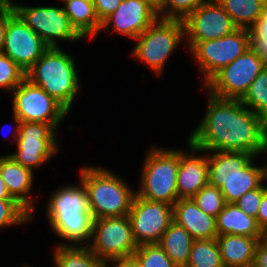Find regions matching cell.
<instances>
[{
	"mask_svg": "<svg viewBox=\"0 0 267 267\" xmlns=\"http://www.w3.org/2000/svg\"><path fill=\"white\" fill-rule=\"evenodd\" d=\"M208 95L205 116L188 141L200 151L260 155L267 147L264 120L246 108L240 99Z\"/></svg>",
	"mask_w": 267,
	"mask_h": 267,
	"instance_id": "obj_1",
	"label": "cell"
},
{
	"mask_svg": "<svg viewBox=\"0 0 267 267\" xmlns=\"http://www.w3.org/2000/svg\"><path fill=\"white\" fill-rule=\"evenodd\" d=\"M46 208L47 220L56 235L71 242V246L82 242L89 244L94 218L89 210L87 190L81 181L78 186L60 187L50 196Z\"/></svg>",
	"mask_w": 267,
	"mask_h": 267,
	"instance_id": "obj_2",
	"label": "cell"
},
{
	"mask_svg": "<svg viewBox=\"0 0 267 267\" xmlns=\"http://www.w3.org/2000/svg\"><path fill=\"white\" fill-rule=\"evenodd\" d=\"M248 152L214 151L208 156L209 183L218 187L226 203H235L246 192L260 188L262 169Z\"/></svg>",
	"mask_w": 267,
	"mask_h": 267,
	"instance_id": "obj_3",
	"label": "cell"
},
{
	"mask_svg": "<svg viewBox=\"0 0 267 267\" xmlns=\"http://www.w3.org/2000/svg\"><path fill=\"white\" fill-rule=\"evenodd\" d=\"M26 78L70 112L80 81L74 58L58 47H48L26 72Z\"/></svg>",
	"mask_w": 267,
	"mask_h": 267,
	"instance_id": "obj_4",
	"label": "cell"
},
{
	"mask_svg": "<svg viewBox=\"0 0 267 267\" xmlns=\"http://www.w3.org/2000/svg\"><path fill=\"white\" fill-rule=\"evenodd\" d=\"M80 174L94 219L129 214L136 191L133 192L123 179L108 169L94 166L81 168Z\"/></svg>",
	"mask_w": 267,
	"mask_h": 267,
	"instance_id": "obj_5",
	"label": "cell"
},
{
	"mask_svg": "<svg viewBox=\"0 0 267 267\" xmlns=\"http://www.w3.org/2000/svg\"><path fill=\"white\" fill-rule=\"evenodd\" d=\"M143 165L141 186L136 194L143 199L174 205L179 199L176 181L179 150L151 147Z\"/></svg>",
	"mask_w": 267,
	"mask_h": 267,
	"instance_id": "obj_6",
	"label": "cell"
},
{
	"mask_svg": "<svg viewBox=\"0 0 267 267\" xmlns=\"http://www.w3.org/2000/svg\"><path fill=\"white\" fill-rule=\"evenodd\" d=\"M185 35L183 20L158 18L135 40L133 55L160 75L165 62Z\"/></svg>",
	"mask_w": 267,
	"mask_h": 267,
	"instance_id": "obj_7",
	"label": "cell"
},
{
	"mask_svg": "<svg viewBox=\"0 0 267 267\" xmlns=\"http://www.w3.org/2000/svg\"><path fill=\"white\" fill-rule=\"evenodd\" d=\"M187 43L197 65L205 75V85L223 67L251 48V32L249 29L237 28L222 38Z\"/></svg>",
	"mask_w": 267,
	"mask_h": 267,
	"instance_id": "obj_8",
	"label": "cell"
},
{
	"mask_svg": "<svg viewBox=\"0 0 267 267\" xmlns=\"http://www.w3.org/2000/svg\"><path fill=\"white\" fill-rule=\"evenodd\" d=\"M91 238L87 246L107 264L133 256L138 247L128 215L94 219Z\"/></svg>",
	"mask_w": 267,
	"mask_h": 267,
	"instance_id": "obj_9",
	"label": "cell"
},
{
	"mask_svg": "<svg viewBox=\"0 0 267 267\" xmlns=\"http://www.w3.org/2000/svg\"><path fill=\"white\" fill-rule=\"evenodd\" d=\"M13 118L17 124L14 135L17 151L8 155L33 171L58 152L55 128L43 122H21L14 114Z\"/></svg>",
	"mask_w": 267,
	"mask_h": 267,
	"instance_id": "obj_10",
	"label": "cell"
},
{
	"mask_svg": "<svg viewBox=\"0 0 267 267\" xmlns=\"http://www.w3.org/2000/svg\"><path fill=\"white\" fill-rule=\"evenodd\" d=\"M267 64L252 49L223 67L205 85L207 93L223 99H241Z\"/></svg>",
	"mask_w": 267,
	"mask_h": 267,
	"instance_id": "obj_11",
	"label": "cell"
},
{
	"mask_svg": "<svg viewBox=\"0 0 267 267\" xmlns=\"http://www.w3.org/2000/svg\"><path fill=\"white\" fill-rule=\"evenodd\" d=\"M13 114L21 122H43L55 129L69 113L59 102L40 86L25 78L11 92Z\"/></svg>",
	"mask_w": 267,
	"mask_h": 267,
	"instance_id": "obj_12",
	"label": "cell"
},
{
	"mask_svg": "<svg viewBox=\"0 0 267 267\" xmlns=\"http://www.w3.org/2000/svg\"><path fill=\"white\" fill-rule=\"evenodd\" d=\"M14 12L48 47H58V39L71 42L83 39L63 7L19 5Z\"/></svg>",
	"mask_w": 267,
	"mask_h": 267,
	"instance_id": "obj_13",
	"label": "cell"
},
{
	"mask_svg": "<svg viewBox=\"0 0 267 267\" xmlns=\"http://www.w3.org/2000/svg\"><path fill=\"white\" fill-rule=\"evenodd\" d=\"M128 216L138 246L159 243L173 222V205L143 199L136 194Z\"/></svg>",
	"mask_w": 267,
	"mask_h": 267,
	"instance_id": "obj_14",
	"label": "cell"
},
{
	"mask_svg": "<svg viewBox=\"0 0 267 267\" xmlns=\"http://www.w3.org/2000/svg\"><path fill=\"white\" fill-rule=\"evenodd\" d=\"M48 46L13 11L7 9V28L3 53L27 72Z\"/></svg>",
	"mask_w": 267,
	"mask_h": 267,
	"instance_id": "obj_15",
	"label": "cell"
},
{
	"mask_svg": "<svg viewBox=\"0 0 267 267\" xmlns=\"http://www.w3.org/2000/svg\"><path fill=\"white\" fill-rule=\"evenodd\" d=\"M188 42L215 40L231 34L237 27L217 0H207L184 20Z\"/></svg>",
	"mask_w": 267,
	"mask_h": 267,
	"instance_id": "obj_16",
	"label": "cell"
},
{
	"mask_svg": "<svg viewBox=\"0 0 267 267\" xmlns=\"http://www.w3.org/2000/svg\"><path fill=\"white\" fill-rule=\"evenodd\" d=\"M158 18V14L143 0H123L117 10L102 22L101 31L113 28V31L135 40Z\"/></svg>",
	"mask_w": 267,
	"mask_h": 267,
	"instance_id": "obj_17",
	"label": "cell"
},
{
	"mask_svg": "<svg viewBox=\"0 0 267 267\" xmlns=\"http://www.w3.org/2000/svg\"><path fill=\"white\" fill-rule=\"evenodd\" d=\"M187 143L192 152L179 151V167L176 178L179 199L192 198L209 183L208 156H195V152L201 151L189 141Z\"/></svg>",
	"mask_w": 267,
	"mask_h": 267,
	"instance_id": "obj_18",
	"label": "cell"
},
{
	"mask_svg": "<svg viewBox=\"0 0 267 267\" xmlns=\"http://www.w3.org/2000/svg\"><path fill=\"white\" fill-rule=\"evenodd\" d=\"M173 221L184 227L194 239L218 236L216 218L204 213L192 198L178 199L173 205Z\"/></svg>",
	"mask_w": 267,
	"mask_h": 267,
	"instance_id": "obj_19",
	"label": "cell"
},
{
	"mask_svg": "<svg viewBox=\"0 0 267 267\" xmlns=\"http://www.w3.org/2000/svg\"><path fill=\"white\" fill-rule=\"evenodd\" d=\"M0 175L10 196L32 215L34 206L27 194L32 190L33 171L5 155L0 157Z\"/></svg>",
	"mask_w": 267,
	"mask_h": 267,
	"instance_id": "obj_20",
	"label": "cell"
},
{
	"mask_svg": "<svg viewBox=\"0 0 267 267\" xmlns=\"http://www.w3.org/2000/svg\"><path fill=\"white\" fill-rule=\"evenodd\" d=\"M262 238L224 234L216 237L224 267H252L254 252Z\"/></svg>",
	"mask_w": 267,
	"mask_h": 267,
	"instance_id": "obj_21",
	"label": "cell"
},
{
	"mask_svg": "<svg viewBox=\"0 0 267 267\" xmlns=\"http://www.w3.org/2000/svg\"><path fill=\"white\" fill-rule=\"evenodd\" d=\"M218 236L234 234L253 238H262L263 231L256 218L247 215L235 203H226L216 217Z\"/></svg>",
	"mask_w": 267,
	"mask_h": 267,
	"instance_id": "obj_22",
	"label": "cell"
},
{
	"mask_svg": "<svg viewBox=\"0 0 267 267\" xmlns=\"http://www.w3.org/2000/svg\"><path fill=\"white\" fill-rule=\"evenodd\" d=\"M71 25L83 37L95 36L101 31L99 21L92 0H66L63 6Z\"/></svg>",
	"mask_w": 267,
	"mask_h": 267,
	"instance_id": "obj_23",
	"label": "cell"
},
{
	"mask_svg": "<svg viewBox=\"0 0 267 267\" xmlns=\"http://www.w3.org/2000/svg\"><path fill=\"white\" fill-rule=\"evenodd\" d=\"M194 238L174 221L158 243L176 267H186Z\"/></svg>",
	"mask_w": 267,
	"mask_h": 267,
	"instance_id": "obj_24",
	"label": "cell"
},
{
	"mask_svg": "<svg viewBox=\"0 0 267 267\" xmlns=\"http://www.w3.org/2000/svg\"><path fill=\"white\" fill-rule=\"evenodd\" d=\"M53 260L56 267H107V263L98 258L87 245L56 246Z\"/></svg>",
	"mask_w": 267,
	"mask_h": 267,
	"instance_id": "obj_25",
	"label": "cell"
},
{
	"mask_svg": "<svg viewBox=\"0 0 267 267\" xmlns=\"http://www.w3.org/2000/svg\"><path fill=\"white\" fill-rule=\"evenodd\" d=\"M237 28L251 29L260 18L267 0H217Z\"/></svg>",
	"mask_w": 267,
	"mask_h": 267,
	"instance_id": "obj_26",
	"label": "cell"
},
{
	"mask_svg": "<svg viewBox=\"0 0 267 267\" xmlns=\"http://www.w3.org/2000/svg\"><path fill=\"white\" fill-rule=\"evenodd\" d=\"M186 267H224L216 238L194 239Z\"/></svg>",
	"mask_w": 267,
	"mask_h": 267,
	"instance_id": "obj_27",
	"label": "cell"
},
{
	"mask_svg": "<svg viewBox=\"0 0 267 267\" xmlns=\"http://www.w3.org/2000/svg\"><path fill=\"white\" fill-rule=\"evenodd\" d=\"M240 101L261 119L265 120L267 118V65L251 83Z\"/></svg>",
	"mask_w": 267,
	"mask_h": 267,
	"instance_id": "obj_28",
	"label": "cell"
},
{
	"mask_svg": "<svg viewBox=\"0 0 267 267\" xmlns=\"http://www.w3.org/2000/svg\"><path fill=\"white\" fill-rule=\"evenodd\" d=\"M192 199L204 213L215 218L226 204L221 190L210 183L201 188Z\"/></svg>",
	"mask_w": 267,
	"mask_h": 267,
	"instance_id": "obj_29",
	"label": "cell"
},
{
	"mask_svg": "<svg viewBox=\"0 0 267 267\" xmlns=\"http://www.w3.org/2000/svg\"><path fill=\"white\" fill-rule=\"evenodd\" d=\"M133 256L141 267H176L158 243L139 245Z\"/></svg>",
	"mask_w": 267,
	"mask_h": 267,
	"instance_id": "obj_30",
	"label": "cell"
},
{
	"mask_svg": "<svg viewBox=\"0 0 267 267\" xmlns=\"http://www.w3.org/2000/svg\"><path fill=\"white\" fill-rule=\"evenodd\" d=\"M31 215L14 199H0V227H11L32 220Z\"/></svg>",
	"mask_w": 267,
	"mask_h": 267,
	"instance_id": "obj_31",
	"label": "cell"
},
{
	"mask_svg": "<svg viewBox=\"0 0 267 267\" xmlns=\"http://www.w3.org/2000/svg\"><path fill=\"white\" fill-rule=\"evenodd\" d=\"M26 72L3 52L0 53V88L12 92L24 79Z\"/></svg>",
	"mask_w": 267,
	"mask_h": 267,
	"instance_id": "obj_32",
	"label": "cell"
},
{
	"mask_svg": "<svg viewBox=\"0 0 267 267\" xmlns=\"http://www.w3.org/2000/svg\"><path fill=\"white\" fill-rule=\"evenodd\" d=\"M207 0H165L164 9L158 14L161 19L184 20Z\"/></svg>",
	"mask_w": 267,
	"mask_h": 267,
	"instance_id": "obj_33",
	"label": "cell"
},
{
	"mask_svg": "<svg viewBox=\"0 0 267 267\" xmlns=\"http://www.w3.org/2000/svg\"><path fill=\"white\" fill-rule=\"evenodd\" d=\"M251 48L267 64V1L262 14L255 25L250 29Z\"/></svg>",
	"mask_w": 267,
	"mask_h": 267,
	"instance_id": "obj_34",
	"label": "cell"
},
{
	"mask_svg": "<svg viewBox=\"0 0 267 267\" xmlns=\"http://www.w3.org/2000/svg\"><path fill=\"white\" fill-rule=\"evenodd\" d=\"M264 191V187L261 186L258 189L246 192L236 200L235 204L247 215L256 218Z\"/></svg>",
	"mask_w": 267,
	"mask_h": 267,
	"instance_id": "obj_35",
	"label": "cell"
},
{
	"mask_svg": "<svg viewBox=\"0 0 267 267\" xmlns=\"http://www.w3.org/2000/svg\"><path fill=\"white\" fill-rule=\"evenodd\" d=\"M99 21L102 23L114 13L123 0H92Z\"/></svg>",
	"mask_w": 267,
	"mask_h": 267,
	"instance_id": "obj_36",
	"label": "cell"
},
{
	"mask_svg": "<svg viewBox=\"0 0 267 267\" xmlns=\"http://www.w3.org/2000/svg\"><path fill=\"white\" fill-rule=\"evenodd\" d=\"M252 267H267V244L263 240L255 248Z\"/></svg>",
	"mask_w": 267,
	"mask_h": 267,
	"instance_id": "obj_37",
	"label": "cell"
},
{
	"mask_svg": "<svg viewBox=\"0 0 267 267\" xmlns=\"http://www.w3.org/2000/svg\"><path fill=\"white\" fill-rule=\"evenodd\" d=\"M256 222L262 231L267 230V191L265 190L262 195V200L258 208Z\"/></svg>",
	"mask_w": 267,
	"mask_h": 267,
	"instance_id": "obj_38",
	"label": "cell"
},
{
	"mask_svg": "<svg viewBox=\"0 0 267 267\" xmlns=\"http://www.w3.org/2000/svg\"><path fill=\"white\" fill-rule=\"evenodd\" d=\"M7 28V9L0 8V53L3 51L5 44Z\"/></svg>",
	"mask_w": 267,
	"mask_h": 267,
	"instance_id": "obj_39",
	"label": "cell"
},
{
	"mask_svg": "<svg viewBox=\"0 0 267 267\" xmlns=\"http://www.w3.org/2000/svg\"><path fill=\"white\" fill-rule=\"evenodd\" d=\"M112 263L113 267H141L134 256L117 259L112 261ZM107 267H110L109 264H107Z\"/></svg>",
	"mask_w": 267,
	"mask_h": 267,
	"instance_id": "obj_40",
	"label": "cell"
},
{
	"mask_svg": "<svg viewBox=\"0 0 267 267\" xmlns=\"http://www.w3.org/2000/svg\"><path fill=\"white\" fill-rule=\"evenodd\" d=\"M143 1L146 2L156 14H159L164 9L165 0H143Z\"/></svg>",
	"mask_w": 267,
	"mask_h": 267,
	"instance_id": "obj_41",
	"label": "cell"
},
{
	"mask_svg": "<svg viewBox=\"0 0 267 267\" xmlns=\"http://www.w3.org/2000/svg\"><path fill=\"white\" fill-rule=\"evenodd\" d=\"M0 199H13L10 196V193L8 192L6 184L4 183L1 175H0Z\"/></svg>",
	"mask_w": 267,
	"mask_h": 267,
	"instance_id": "obj_42",
	"label": "cell"
},
{
	"mask_svg": "<svg viewBox=\"0 0 267 267\" xmlns=\"http://www.w3.org/2000/svg\"><path fill=\"white\" fill-rule=\"evenodd\" d=\"M19 4H15L12 0H0V8L15 10Z\"/></svg>",
	"mask_w": 267,
	"mask_h": 267,
	"instance_id": "obj_43",
	"label": "cell"
},
{
	"mask_svg": "<svg viewBox=\"0 0 267 267\" xmlns=\"http://www.w3.org/2000/svg\"><path fill=\"white\" fill-rule=\"evenodd\" d=\"M263 153H267V147L263 150L262 154ZM261 169H262V182L265 181V184H266V185L264 184L262 186L267 191V163H266V165L262 166Z\"/></svg>",
	"mask_w": 267,
	"mask_h": 267,
	"instance_id": "obj_44",
	"label": "cell"
},
{
	"mask_svg": "<svg viewBox=\"0 0 267 267\" xmlns=\"http://www.w3.org/2000/svg\"><path fill=\"white\" fill-rule=\"evenodd\" d=\"M264 127H265V140L267 143V118L264 120Z\"/></svg>",
	"mask_w": 267,
	"mask_h": 267,
	"instance_id": "obj_45",
	"label": "cell"
},
{
	"mask_svg": "<svg viewBox=\"0 0 267 267\" xmlns=\"http://www.w3.org/2000/svg\"><path fill=\"white\" fill-rule=\"evenodd\" d=\"M262 240L267 244V230L263 231Z\"/></svg>",
	"mask_w": 267,
	"mask_h": 267,
	"instance_id": "obj_46",
	"label": "cell"
}]
</instances>
